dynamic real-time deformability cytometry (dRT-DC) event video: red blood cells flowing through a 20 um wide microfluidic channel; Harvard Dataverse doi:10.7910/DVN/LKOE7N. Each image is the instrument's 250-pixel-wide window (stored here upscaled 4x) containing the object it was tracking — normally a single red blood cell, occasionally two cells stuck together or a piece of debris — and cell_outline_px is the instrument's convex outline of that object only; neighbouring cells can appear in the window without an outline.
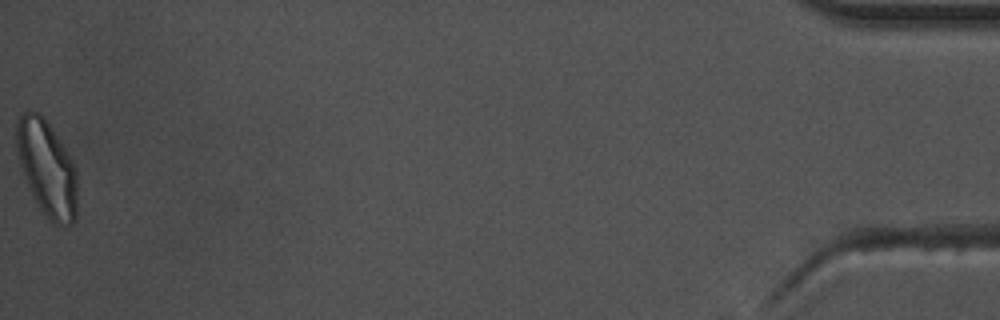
{"species": "common noctule bat (a hibernating species)", "species_latin": "Nyctalus noctula", "temperature_condition": "warm", "stored_images_in_passage": 55, "camera_frame_rate_fps": 3000, "um_per_image_px": 0.085, "animal": {"sex": "male", "body_mass_g": 17.5, "forearm_length_mm": 52.3}, "frame": {"image": 1, "passage_image": 55, "time_ms": 18.0, "image_size_px": [1000, 320], "cell_outline_px": [[76, 220], [72, 224], [56, 224], [40, 208], [28, 184], [16, 148], [16, 120], [28, 108], [36, 112], [48, 124], [72, 160], [76, 168]], "centroid_in_image_um": [3.99, 14.27], "position_along_channel_um": 431.2, "area_um2": 32.83}, "authors_computed_cell_mechanics": {"area_um2": 22.9466, "velocity_mm_per_s": 3.6593, "shape_relaxation_time_tau1_ms": 10.0581, "shape_relaxation_time_tau2_ms": 2.3033, "deformation_change_tau1": 0.229, "deformation_change_tau2": 0.0901}}